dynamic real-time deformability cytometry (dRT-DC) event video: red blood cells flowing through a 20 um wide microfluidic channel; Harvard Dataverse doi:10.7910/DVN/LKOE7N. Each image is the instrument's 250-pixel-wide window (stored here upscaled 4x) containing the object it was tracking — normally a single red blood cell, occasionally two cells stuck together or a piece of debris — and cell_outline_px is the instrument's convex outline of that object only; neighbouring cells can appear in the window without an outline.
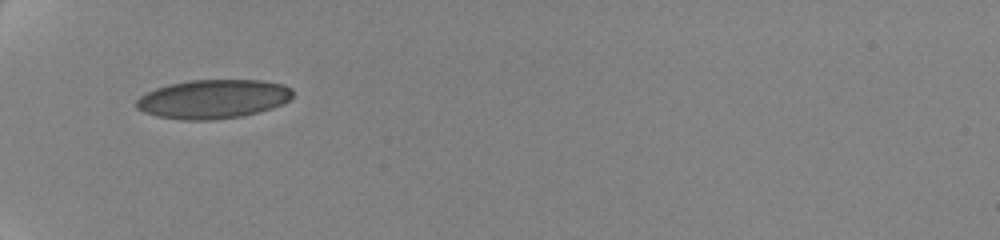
{"species": "human", "species_latin": "Homo sapiens", "temperature_condition": "cold", "stored_images_in_passage": 21, "camera_frame_rate_fps": 3000, "um_per_image_px": 0.085, "donor": {"sex": "female"}, "frame": {"image": 1, "passage_image": 1, "time_ms": 0.0, "image_size_px": [1000, 240], "cell_outline_px": [[292, 96], [284, 104], [272, 108], [240, 116], [208, 120], [184, 120], [156, 116], [144, 112], [136, 108], [136, 100], [140, 96], [156, 88], [168, 84], [188, 80], [264, 80], [284, 84], [292, 88]], "centroid_in_image_um": [18.12, 8.41], "position_along_channel_um": 66.9, "area_um2": 35.55}}
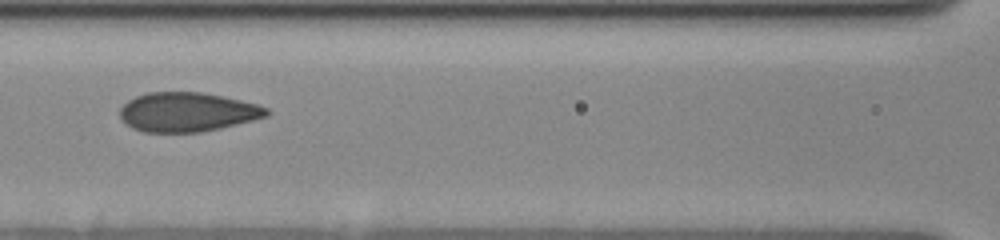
{"frame": {"image": 2, "passage_image": 15, "time_ms": 2.667, "image_size_px": [1000, 240], "cell_outline_px": [[268, 116], [220, 128], [200, 132], [144, 132], [132, 128], [120, 116], [120, 108], [128, 100], [136, 96], [148, 92], [200, 92], [240, 100], [256, 104], [268, 108]], "centroid_in_image_um": [15.9, 9.52], "position_along_channel_um": 150.7, "area_um2": 33.23}}
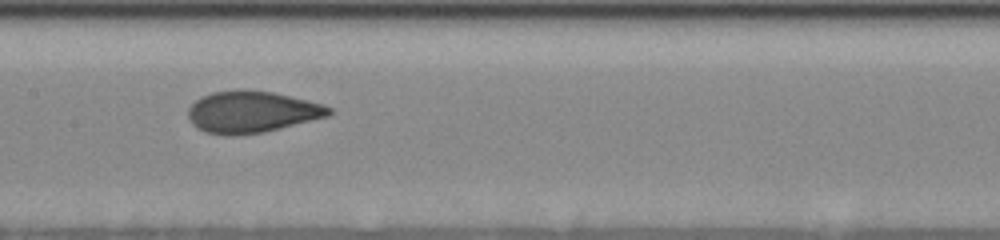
{"frame": {"image": 3, "passage_image": 20, "time_ms": 3.667, "image_size_px": [1000, 240], "cell_outline_px": [[332, 112], [328, 116], [260, 132], [232, 136], [228, 136], [204, 132], [192, 124], [188, 116], [188, 108], [196, 100], [212, 92], [272, 92], [324, 104], [332, 108]], "centroid_in_image_um": [21.38, 9.54], "position_along_channel_um": 186.0, "area_um2": 33.12}}